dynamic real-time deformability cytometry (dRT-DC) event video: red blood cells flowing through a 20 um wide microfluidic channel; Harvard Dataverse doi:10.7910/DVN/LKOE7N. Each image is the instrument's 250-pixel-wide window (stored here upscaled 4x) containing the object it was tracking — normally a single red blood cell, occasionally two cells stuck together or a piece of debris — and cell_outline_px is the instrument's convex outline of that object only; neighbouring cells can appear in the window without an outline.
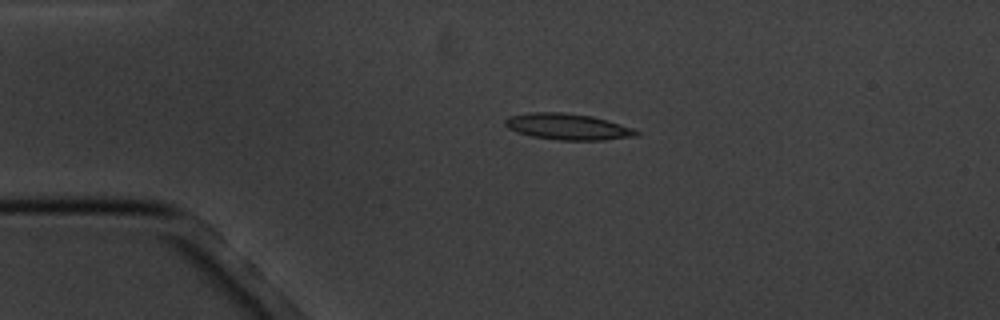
{"species": "common noctule bat (a hibernating species)", "species_latin": "Nyctalus noctula", "temperature_condition": "cold", "stored_images_in_passage": 2, "camera_frame_rate_fps": 3000, "um_per_image_px": 0.085, "animal": {"sex": "male", "body_mass_g": 20.1, "forearm_length_mm": 53.5}, "frame": {"image": 1, "passage_image": 1, "time_ms": 0.0, "image_size_px": [1000, 320], "cell_outline_px": [[640, 132], [636, 136], [604, 140], [560, 140], [532, 136], [516, 132], [508, 128], [504, 124], [504, 120], [508, 116], [532, 112], [564, 112], [592, 116], [608, 120], [632, 128]], "centroid_in_image_um": [48.23, 10.76], "position_along_channel_um": 36.8, "area_um2": 20.06}}